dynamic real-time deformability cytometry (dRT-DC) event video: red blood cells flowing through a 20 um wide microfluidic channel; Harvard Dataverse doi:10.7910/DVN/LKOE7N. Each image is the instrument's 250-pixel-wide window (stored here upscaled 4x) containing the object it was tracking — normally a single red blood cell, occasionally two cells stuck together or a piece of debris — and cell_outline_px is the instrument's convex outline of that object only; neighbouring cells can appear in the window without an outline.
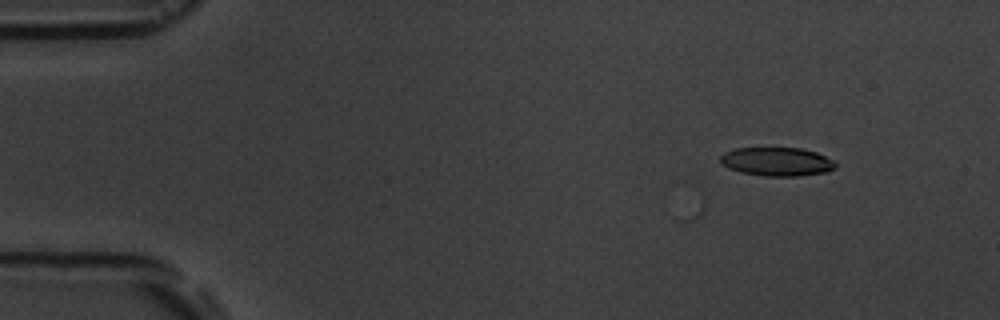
{"species": "common noctule bat (a hibernating species)", "species_latin": "Nyctalus noctula", "temperature_condition": "room temperature", "stored_images_in_passage": 6, "camera_frame_rate_fps": 3000, "um_per_image_px": 0.085, "animal": {"sex": "male", "body_mass_g": 19.5, "forearm_length_mm": 54.6}, "frame": {"image": 1, "passage_image": 3, "time_ms": 3.333, "image_size_px": [1000, 320], "cell_outline_px": [[836, 168], [828, 172], [800, 176], [764, 176], [740, 172], [728, 168], [720, 160], [720, 156], [724, 152], [736, 148], [800, 148], [816, 152], [836, 160]], "centroid_in_image_um": [66.08, 13.74], "position_along_channel_um": 18.9, "area_um2": 19.42}}
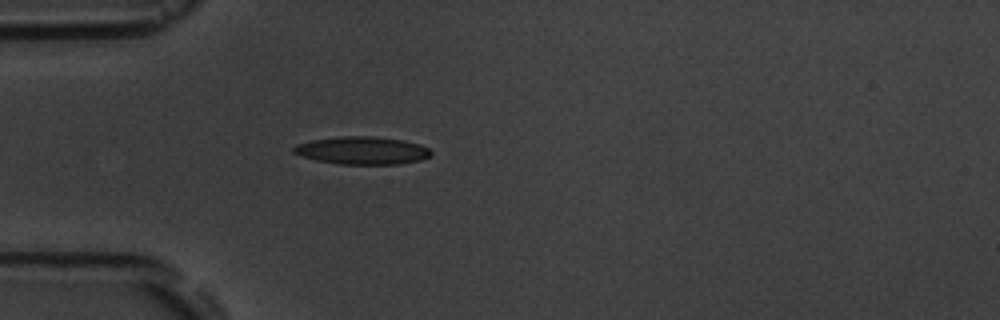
{"frame": {"image": 2, "passage_image": 6, "time_ms": 6.667, "image_size_px": [1000, 320], "cell_outline_px": [[432, 152], [428, 156], [420, 160], [400, 164], [340, 164], [316, 160], [300, 156], [292, 152], [292, 148], [296, 144], [312, 140], [340, 136], [376, 136], [404, 140], [420, 144], [428, 148]], "centroid_in_image_um": [30.76, 12.78], "position_along_channel_um": 54.2, "area_um2": 22.31}}